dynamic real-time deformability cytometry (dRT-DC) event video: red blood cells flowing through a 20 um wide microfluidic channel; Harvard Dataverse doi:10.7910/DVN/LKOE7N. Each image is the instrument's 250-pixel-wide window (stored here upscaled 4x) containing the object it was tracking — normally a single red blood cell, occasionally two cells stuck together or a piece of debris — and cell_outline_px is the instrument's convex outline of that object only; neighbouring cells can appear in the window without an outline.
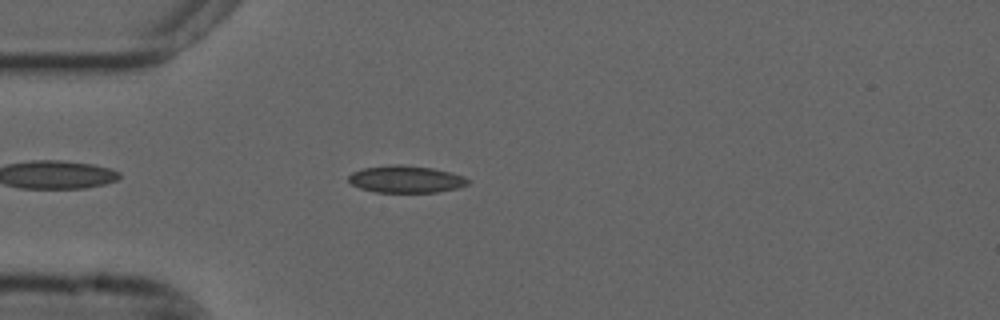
{"species": "common noctule bat (a hibernating species)", "species_latin": "Nyctalus noctula", "temperature_condition": "cold", "stored_images_in_passage": 45, "camera_frame_rate_fps": 3000, "um_per_image_px": 0.085, "animal": {"sex": "male", "forearm_length_mm": 52.5}, "frame": {"image": 1, "passage_image": 5, "time_ms": 1.333, "image_size_px": [1000, 320], "cell_outline_px": [[468, 184], [456, 188], [436, 192], [376, 192], [360, 188], [352, 184], [348, 180], [348, 176], [352, 172], [364, 168], [392, 164], [400, 164], [432, 168], [464, 176], [468, 180]], "centroid_in_image_um": [34.47, 15.23], "position_along_channel_um": 50.5, "area_um2": 18.67}}
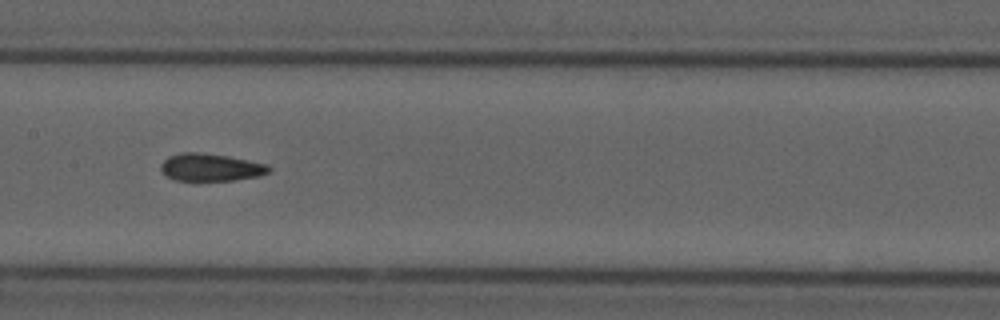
{"frame": {"image": 2, "passage_image": 17, "time_ms": 5.333, "image_size_px": [1000, 320], "cell_outline_px": [[272, 172], [260, 176], [232, 180], [176, 180], [164, 176], [160, 168], [160, 164], [168, 156], [180, 152], [200, 152], [228, 156], [268, 164], [272, 168]], "centroid_in_image_um": [17.91, 14.22], "position_along_channel_um": 189.5, "area_um2": 17.57}}
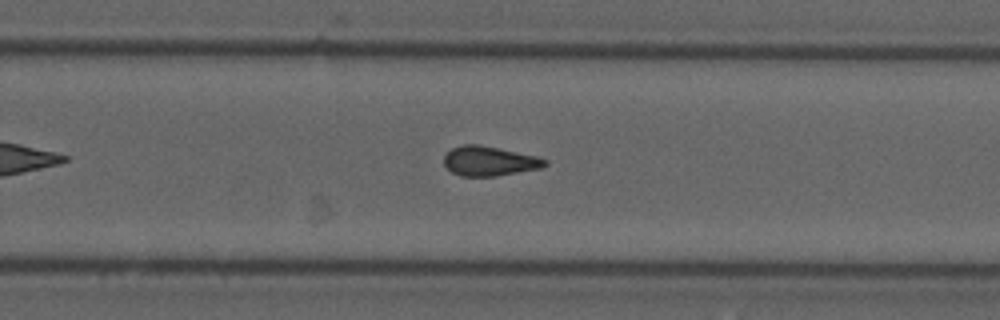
{"frame": {"image": 3, "passage_image": 25, "time_ms": 8.0, "image_size_px": [1000, 320], "cell_outline_px": [[548, 164], [540, 168], [496, 176], [460, 176], [452, 172], [444, 164], [444, 156], [452, 148], [464, 144], [480, 144], [536, 156], [548, 160]], "centroid_in_image_um": [41.59, 13.69], "position_along_channel_um": 288.2, "area_um2": 17.34}, "authors_computed_cell_mechanics": {"area_um2": 17.3978, "velocity_mm_per_s": 3.7314, "shape_relaxation_time_tau1_ms": null, "shape_relaxation_time_tau2_ms": 2.578, "deformation_change_tau1": null, "deformation_change_tau2": 0.103}}